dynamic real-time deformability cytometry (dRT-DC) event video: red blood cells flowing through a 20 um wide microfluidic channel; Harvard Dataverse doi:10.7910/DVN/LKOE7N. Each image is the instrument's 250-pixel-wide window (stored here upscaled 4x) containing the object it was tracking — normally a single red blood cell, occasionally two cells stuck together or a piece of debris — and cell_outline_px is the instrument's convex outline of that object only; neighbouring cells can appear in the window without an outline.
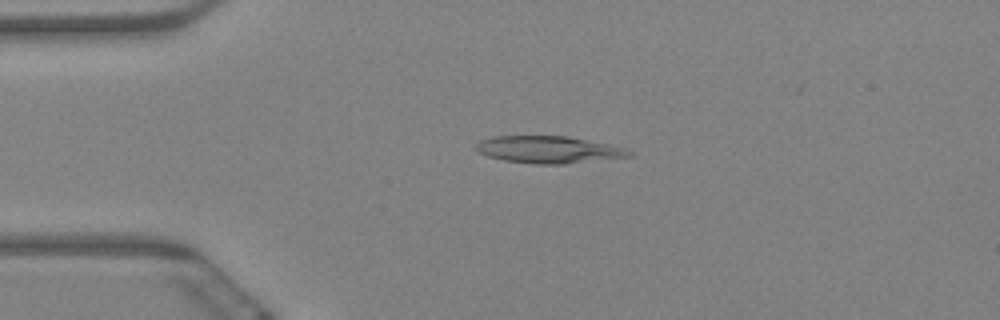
{"species": "Egyptian fruit bat (a non-hibernating species)", "species_latin": "Rousettus aegyptiacus", "temperature_condition": "warm", "stored_images_in_passage": 56, "camera_frame_rate_fps": 3000, "um_per_image_px": 0.085, "animal": {"sex": "female"}, "frame": {"image": 1, "passage_image": 14, "time_ms": 4.333, "image_size_px": [1000, 320], "cell_outline_px": [[636, 156], [564, 164], [536, 164], [504, 160], [488, 156], [480, 152], [476, 148], [476, 144], [480, 140], [492, 136], [568, 136], [608, 144], [624, 148], [632, 152]], "centroid_in_image_um": [46.66, 12.72], "position_along_channel_um": 38.3, "area_um2": 24.16}}
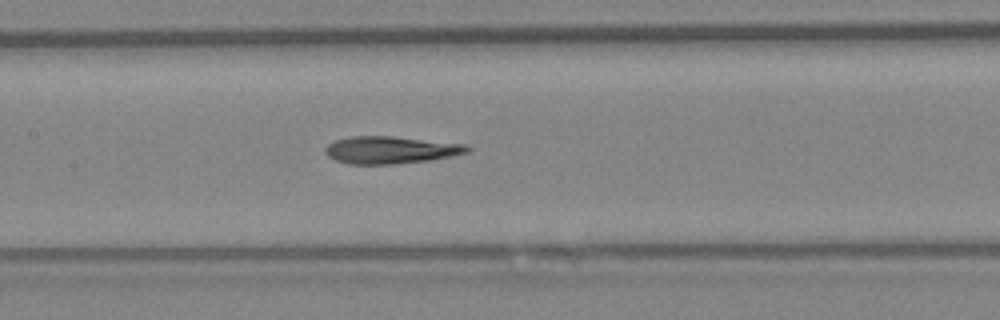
{"frame": {"image": 2, "passage_image": 29, "time_ms": 9.333, "image_size_px": [1000, 320], "cell_outline_px": [[472, 148], [468, 152], [452, 156], [432, 160], [392, 164], [348, 164], [336, 160], [328, 156], [324, 152], [324, 148], [328, 144], [336, 140], [352, 136], [392, 136], [464, 144]], "centroid_in_image_um": [33.19, 12.75], "position_along_channel_um": 174.2, "area_um2": 22.6}}
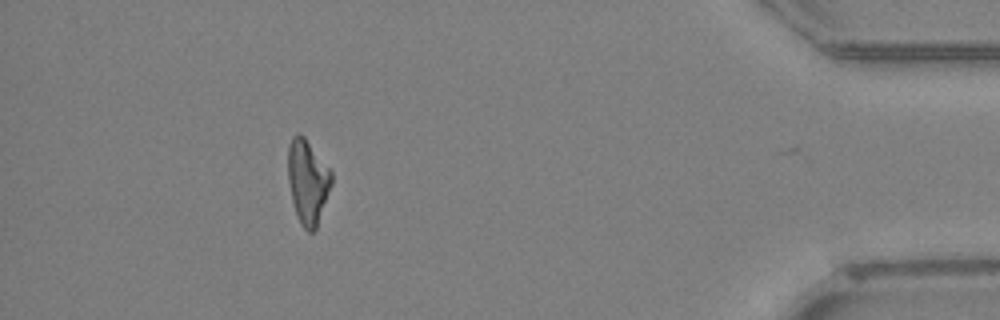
{"frame": {"image": 3, "passage_image": 55, "time_ms": 18.0, "image_size_px": [1000, 320], "cell_outline_px": [[332, 184], [316, 228], [312, 232], [308, 232], [300, 224], [292, 200], [288, 180], [288, 144], [292, 136], [296, 132], [300, 132], [304, 136], [332, 172]], "centroid_in_image_um": [26.14, 15.4], "position_along_channel_um": 409.1, "area_um2": 21.33}, "authors_computed_cell_mechanics": {"area_um2": 22.6287, "velocity_mm_per_s": 3.3585, "shape_relaxation_time_tau1_ms": null, "shape_relaxation_time_tau2_ms": 8.5038, "deformation_change_tau1": null, "deformation_change_tau2": 0.2152}}